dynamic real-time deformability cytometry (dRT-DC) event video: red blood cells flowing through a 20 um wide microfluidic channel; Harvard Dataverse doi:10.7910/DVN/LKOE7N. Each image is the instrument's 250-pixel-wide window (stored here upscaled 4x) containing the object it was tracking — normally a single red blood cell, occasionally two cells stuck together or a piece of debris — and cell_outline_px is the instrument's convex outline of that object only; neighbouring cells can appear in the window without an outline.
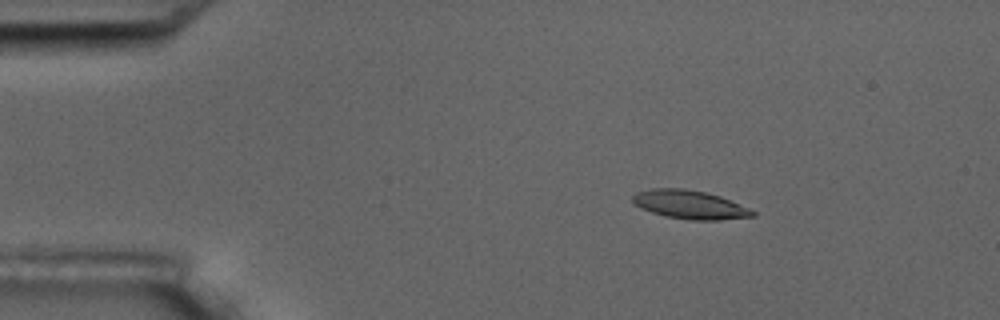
{"species": "common noctule bat (a hibernating species)", "species_latin": "Nyctalus noctula", "temperature_condition": "room temperature", "stored_images_in_passage": 4, "camera_frame_rate_fps": 3000, "um_per_image_px": 0.085, "animal": {"sex": "male", "body_mass_g": 17.5, "forearm_length_mm": 52.3}, "frame": {"image": 1, "passage_image": 2, "time_ms": 1.0, "image_size_px": [1000, 320], "cell_outline_px": [[756, 216], [720, 220], [692, 220], [664, 216], [640, 208], [632, 204], [632, 196], [636, 192], [652, 188], [684, 188], [704, 192], [720, 196], [748, 208], [756, 212]], "centroid_in_image_um": [58.59, 17.39], "position_along_channel_um": 26.4, "area_um2": 20.06}}